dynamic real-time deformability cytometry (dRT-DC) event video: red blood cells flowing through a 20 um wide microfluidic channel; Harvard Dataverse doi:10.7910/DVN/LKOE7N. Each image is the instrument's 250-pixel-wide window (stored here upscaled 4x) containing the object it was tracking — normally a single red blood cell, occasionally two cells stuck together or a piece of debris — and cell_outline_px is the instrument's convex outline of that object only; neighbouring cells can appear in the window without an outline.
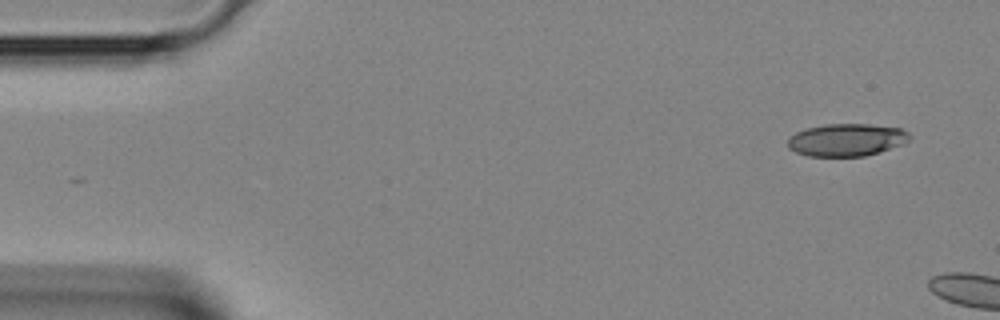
{"species": "Egyptian fruit bat (a non-hibernating species)", "species_latin": "Rousettus aegyptiacus", "temperature_condition": "room temperature", "stored_images_in_passage": 2, "segment_of_instrument_passage": [2, 2], "camera_frame_rate_fps": 3000, "um_per_image_px": 0.085, "animal": {"sex": "female"}, "frame": {"image": 1, "passage_image": 2, "time_ms": 0.333, "image_size_px": [1000, 320], "cell_outline_px": [[912, 136], [904, 144], [880, 152], [864, 156], [808, 156], [796, 152], [788, 148], [788, 140], [796, 132], [804, 128], [828, 124], [868, 124], [900, 128], [908, 132]], "centroid_in_image_um": [71.97, 11.89], "position_along_channel_um": 13.0, "area_um2": 23.12}}